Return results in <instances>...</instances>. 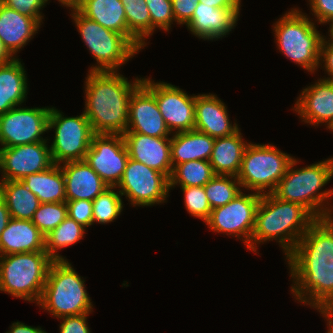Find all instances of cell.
<instances>
[{
    "label": "cell",
    "mask_w": 333,
    "mask_h": 333,
    "mask_svg": "<svg viewBox=\"0 0 333 333\" xmlns=\"http://www.w3.org/2000/svg\"><path fill=\"white\" fill-rule=\"evenodd\" d=\"M286 260L293 297L322 315L333 313V217L317 219Z\"/></svg>",
    "instance_id": "1"
},
{
    "label": "cell",
    "mask_w": 333,
    "mask_h": 333,
    "mask_svg": "<svg viewBox=\"0 0 333 333\" xmlns=\"http://www.w3.org/2000/svg\"><path fill=\"white\" fill-rule=\"evenodd\" d=\"M143 78L131 82L117 71H88L85 110L94 134H121L128 126L129 100Z\"/></svg>",
    "instance_id": "2"
},
{
    "label": "cell",
    "mask_w": 333,
    "mask_h": 333,
    "mask_svg": "<svg viewBox=\"0 0 333 333\" xmlns=\"http://www.w3.org/2000/svg\"><path fill=\"white\" fill-rule=\"evenodd\" d=\"M316 220L300 204L277 198L273 193L262 194L255 214L250 251L256 252L258 244L276 240L287 257Z\"/></svg>",
    "instance_id": "3"
},
{
    "label": "cell",
    "mask_w": 333,
    "mask_h": 333,
    "mask_svg": "<svg viewBox=\"0 0 333 333\" xmlns=\"http://www.w3.org/2000/svg\"><path fill=\"white\" fill-rule=\"evenodd\" d=\"M297 163L294 158L272 193L282 200L300 204L316 219L333 217V207L328 202L333 189L321 191L333 177V157L296 169Z\"/></svg>",
    "instance_id": "4"
},
{
    "label": "cell",
    "mask_w": 333,
    "mask_h": 333,
    "mask_svg": "<svg viewBox=\"0 0 333 333\" xmlns=\"http://www.w3.org/2000/svg\"><path fill=\"white\" fill-rule=\"evenodd\" d=\"M84 282L67 259L53 260L37 305L57 319L91 313L93 305Z\"/></svg>",
    "instance_id": "5"
},
{
    "label": "cell",
    "mask_w": 333,
    "mask_h": 333,
    "mask_svg": "<svg viewBox=\"0 0 333 333\" xmlns=\"http://www.w3.org/2000/svg\"><path fill=\"white\" fill-rule=\"evenodd\" d=\"M297 8L286 12L273 24L278 50L310 73L319 68L320 47L324 36L315 23Z\"/></svg>",
    "instance_id": "6"
},
{
    "label": "cell",
    "mask_w": 333,
    "mask_h": 333,
    "mask_svg": "<svg viewBox=\"0 0 333 333\" xmlns=\"http://www.w3.org/2000/svg\"><path fill=\"white\" fill-rule=\"evenodd\" d=\"M52 262L46 251L0 256V291L38 304Z\"/></svg>",
    "instance_id": "7"
},
{
    "label": "cell",
    "mask_w": 333,
    "mask_h": 333,
    "mask_svg": "<svg viewBox=\"0 0 333 333\" xmlns=\"http://www.w3.org/2000/svg\"><path fill=\"white\" fill-rule=\"evenodd\" d=\"M71 12L82 40L97 61V65H92L88 71H118L121 65L138 54L139 50L124 35L104 28L78 10Z\"/></svg>",
    "instance_id": "8"
},
{
    "label": "cell",
    "mask_w": 333,
    "mask_h": 333,
    "mask_svg": "<svg viewBox=\"0 0 333 333\" xmlns=\"http://www.w3.org/2000/svg\"><path fill=\"white\" fill-rule=\"evenodd\" d=\"M293 159L274 145L249 143L237 179L244 190L261 195L272 193Z\"/></svg>",
    "instance_id": "9"
},
{
    "label": "cell",
    "mask_w": 333,
    "mask_h": 333,
    "mask_svg": "<svg viewBox=\"0 0 333 333\" xmlns=\"http://www.w3.org/2000/svg\"><path fill=\"white\" fill-rule=\"evenodd\" d=\"M51 129L55 130L50 145L54 164L61 165L85 159L94 133L84 112L76 117H65L62 112L51 107L48 130Z\"/></svg>",
    "instance_id": "10"
},
{
    "label": "cell",
    "mask_w": 333,
    "mask_h": 333,
    "mask_svg": "<svg viewBox=\"0 0 333 333\" xmlns=\"http://www.w3.org/2000/svg\"><path fill=\"white\" fill-rule=\"evenodd\" d=\"M116 187L132 206L140 207L165 203L170 191L169 178L164 173L130 158Z\"/></svg>",
    "instance_id": "11"
},
{
    "label": "cell",
    "mask_w": 333,
    "mask_h": 333,
    "mask_svg": "<svg viewBox=\"0 0 333 333\" xmlns=\"http://www.w3.org/2000/svg\"><path fill=\"white\" fill-rule=\"evenodd\" d=\"M260 199L259 193L241 192L226 205L212 209L205 223L212 231L243 239L247 249L250 250L255 214Z\"/></svg>",
    "instance_id": "12"
},
{
    "label": "cell",
    "mask_w": 333,
    "mask_h": 333,
    "mask_svg": "<svg viewBox=\"0 0 333 333\" xmlns=\"http://www.w3.org/2000/svg\"><path fill=\"white\" fill-rule=\"evenodd\" d=\"M50 109L18 106L0 114L1 148L47 141L42 135L48 131Z\"/></svg>",
    "instance_id": "13"
},
{
    "label": "cell",
    "mask_w": 333,
    "mask_h": 333,
    "mask_svg": "<svg viewBox=\"0 0 333 333\" xmlns=\"http://www.w3.org/2000/svg\"><path fill=\"white\" fill-rule=\"evenodd\" d=\"M142 83L154 94L160 113L171 133L194 130L196 95L190 96L170 83H155L149 77L143 78Z\"/></svg>",
    "instance_id": "14"
},
{
    "label": "cell",
    "mask_w": 333,
    "mask_h": 333,
    "mask_svg": "<svg viewBox=\"0 0 333 333\" xmlns=\"http://www.w3.org/2000/svg\"><path fill=\"white\" fill-rule=\"evenodd\" d=\"M129 159L121 134H94L85 161L109 187H116Z\"/></svg>",
    "instance_id": "15"
},
{
    "label": "cell",
    "mask_w": 333,
    "mask_h": 333,
    "mask_svg": "<svg viewBox=\"0 0 333 333\" xmlns=\"http://www.w3.org/2000/svg\"><path fill=\"white\" fill-rule=\"evenodd\" d=\"M47 141L0 148L2 180H22L54 165Z\"/></svg>",
    "instance_id": "16"
},
{
    "label": "cell",
    "mask_w": 333,
    "mask_h": 333,
    "mask_svg": "<svg viewBox=\"0 0 333 333\" xmlns=\"http://www.w3.org/2000/svg\"><path fill=\"white\" fill-rule=\"evenodd\" d=\"M128 126L126 132H135L151 137H169L154 94L141 83L129 100ZM170 134V135H169Z\"/></svg>",
    "instance_id": "17"
},
{
    "label": "cell",
    "mask_w": 333,
    "mask_h": 333,
    "mask_svg": "<svg viewBox=\"0 0 333 333\" xmlns=\"http://www.w3.org/2000/svg\"><path fill=\"white\" fill-rule=\"evenodd\" d=\"M130 159L143 163L170 178L173 166L171 163V137H151L135 132L123 134Z\"/></svg>",
    "instance_id": "18"
},
{
    "label": "cell",
    "mask_w": 333,
    "mask_h": 333,
    "mask_svg": "<svg viewBox=\"0 0 333 333\" xmlns=\"http://www.w3.org/2000/svg\"><path fill=\"white\" fill-rule=\"evenodd\" d=\"M301 91L294 111L304 123L319 126L325 122L328 128L333 123V81L320 78Z\"/></svg>",
    "instance_id": "19"
},
{
    "label": "cell",
    "mask_w": 333,
    "mask_h": 333,
    "mask_svg": "<svg viewBox=\"0 0 333 333\" xmlns=\"http://www.w3.org/2000/svg\"><path fill=\"white\" fill-rule=\"evenodd\" d=\"M239 17L238 8H215L198 2L192 18L185 25L199 39L218 40L234 29Z\"/></svg>",
    "instance_id": "20"
},
{
    "label": "cell",
    "mask_w": 333,
    "mask_h": 333,
    "mask_svg": "<svg viewBox=\"0 0 333 333\" xmlns=\"http://www.w3.org/2000/svg\"><path fill=\"white\" fill-rule=\"evenodd\" d=\"M225 103L215 94H198L195 98L194 130L219 138L234 134L240 128L230 122Z\"/></svg>",
    "instance_id": "21"
},
{
    "label": "cell",
    "mask_w": 333,
    "mask_h": 333,
    "mask_svg": "<svg viewBox=\"0 0 333 333\" xmlns=\"http://www.w3.org/2000/svg\"><path fill=\"white\" fill-rule=\"evenodd\" d=\"M60 166L64 175L66 200L93 201L109 187L85 160L66 162Z\"/></svg>",
    "instance_id": "22"
},
{
    "label": "cell",
    "mask_w": 333,
    "mask_h": 333,
    "mask_svg": "<svg viewBox=\"0 0 333 333\" xmlns=\"http://www.w3.org/2000/svg\"><path fill=\"white\" fill-rule=\"evenodd\" d=\"M45 251V236L32 220L11 218L0 235V256Z\"/></svg>",
    "instance_id": "23"
},
{
    "label": "cell",
    "mask_w": 333,
    "mask_h": 333,
    "mask_svg": "<svg viewBox=\"0 0 333 333\" xmlns=\"http://www.w3.org/2000/svg\"><path fill=\"white\" fill-rule=\"evenodd\" d=\"M40 26L32 17L21 14L3 3L0 5V39L14 57L34 38Z\"/></svg>",
    "instance_id": "24"
},
{
    "label": "cell",
    "mask_w": 333,
    "mask_h": 333,
    "mask_svg": "<svg viewBox=\"0 0 333 333\" xmlns=\"http://www.w3.org/2000/svg\"><path fill=\"white\" fill-rule=\"evenodd\" d=\"M240 129L232 135L215 138L209 162L215 175L235 176L240 172L243 155L249 142L242 139Z\"/></svg>",
    "instance_id": "25"
},
{
    "label": "cell",
    "mask_w": 333,
    "mask_h": 333,
    "mask_svg": "<svg viewBox=\"0 0 333 333\" xmlns=\"http://www.w3.org/2000/svg\"><path fill=\"white\" fill-rule=\"evenodd\" d=\"M171 136L170 154L173 168L187 161H209L215 138L197 130L178 132Z\"/></svg>",
    "instance_id": "26"
},
{
    "label": "cell",
    "mask_w": 333,
    "mask_h": 333,
    "mask_svg": "<svg viewBox=\"0 0 333 333\" xmlns=\"http://www.w3.org/2000/svg\"><path fill=\"white\" fill-rule=\"evenodd\" d=\"M24 64L19 58L0 65V114L6 113L25 102L28 83Z\"/></svg>",
    "instance_id": "27"
},
{
    "label": "cell",
    "mask_w": 333,
    "mask_h": 333,
    "mask_svg": "<svg viewBox=\"0 0 333 333\" xmlns=\"http://www.w3.org/2000/svg\"><path fill=\"white\" fill-rule=\"evenodd\" d=\"M78 11L86 18L128 39V25L121 0H83Z\"/></svg>",
    "instance_id": "28"
},
{
    "label": "cell",
    "mask_w": 333,
    "mask_h": 333,
    "mask_svg": "<svg viewBox=\"0 0 333 333\" xmlns=\"http://www.w3.org/2000/svg\"><path fill=\"white\" fill-rule=\"evenodd\" d=\"M21 181L40 203L66 202L64 175L58 164L43 172L27 175Z\"/></svg>",
    "instance_id": "29"
},
{
    "label": "cell",
    "mask_w": 333,
    "mask_h": 333,
    "mask_svg": "<svg viewBox=\"0 0 333 333\" xmlns=\"http://www.w3.org/2000/svg\"><path fill=\"white\" fill-rule=\"evenodd\" d=\"M0 196L8 207L10 217L32 220L40 202L21 180H1Z\"/></svg>",
    "instance_id": "30"
},
{
    "label": "cell",
    "mask_w": 333,
    "mask_h": 333,
    "mask_svg": "<svg viewBox=\"0 0 333 333\" xmlns=\"http://www.w3.org/2000/svg\"><path fill=\"white\" fill-rule=\"evenodd\" d=\"M128 25V40L138 49L146 46L151 35V18L145 0H121ZM146 38V39H145Z\"/></svg>",
    "instance_id": "31"
},
{
    "label": "cell",
    "mask_w": 333,
    "mask_h": 333,
    "mask_svg": "<svg viewBox=\"0 0 333 333\" xmlns=\"http://www.w3.org/2000/svg\"><path fill=\"white\" fill-rule=\"evenodd\" d=\"M86 228L67 216L53 231L45 236V251L53 260H65L57 253L82 240ZM58 250V251H57Z\"/></svg>",
    "instance_id": "32"
},
{
    "label": "cell",
    "mask_w": 333,
    "mask_h": 333,
    "mask_svg": "<svg viewBox=\"0 0 333 333\" xmlns=\"http://www.w3.org/2000/svg\"><path fill=\"white\" fill-rule=\"evenodd\" d=\"M215 173L207 160L187 161L176 165L169 178V188L173 189L179 184L180 187L204 186Z\"/></svg>",
    "instance_id": "33"
},
{
    "label": "cell",
    "mask_w": 333,
    "mask_h": 333,
    "mask_svg": "<svg viewBox=\"0 0 333 333\" xmlns=\"http://www.w3.org/2000/svg\"><path fill=\"white\" fill-rule=\"evenodd\" d=\"M237 177L228 175H215L204 185L205 193L211 209L226 205L242 192Z\"/></svg>",
    "instance_id": "34"
},
{
    "label": "cell",
    "mask_w": 333,
    "mask_h": 333,
    "mask_svg": "<svg viewBox=\"0 0 333 333\" xmlns=\"http://www.w3.org/2000/svg\"><path fill=\"white\" fill-rule=\"evenodd\" d=\"M115 189L117 187H108L92 201L93 223L113 222L123 211L122 195Z\"/></svg>",
    "instance_id": "35"
},
{
    "label": "cell",
    "mask_w": 333,
    "mask_h": 333,
    "mask_svg": "<svg viewBox=\"0 0 333 333\" xmlns=\"http://www.w3.org/2000/svg\"><path fill=\"white\" fill-rule=\"evenodd\" d=\"M66 202L40 203L32 223L46 236L67 217Z\"/></svg>",
    "instance_id": "36"
},
{
    "label": "cell",
    "mask_w": 333,
    "mask_h": 333,
    "mask_svg": "<svg viewBox=\"0 0 333 333\" xmlns=\"http://www.w3.org/2000/svg\"><path fill=\"white\" fill-rule=\"evenodd\" d=\"M185 196V208L191 216L206 222L211 214V207L204 186L181 187Z\"/></svg>",
    "instance_id": "37"
},
{
    "label": "cell",
    "mask_w": 333,
    "mask_h": 333,
    "mask_svg": "<svg viewBox=\"0 0 333 333\" xmlns=\"http://www.w3.org/2000/svg\"><path fill=\"white\" fill-rule=\"evenodd\" d=\"M151 18V36L156 27L169 31L175 17L172 10L171 0H145Z\"/></svg>",
    "instance_id": "38"
},
{
    "label": "cell",
    "mask_w": 333,
    "mask_h": 333,
    "mask_svg": "<svg viewBox=\"0 0 333 333\" xmlns=\"http://www.w3.org/2000/svg\"><path fill=\"white\" fill-rule=\"evenodd\" d=\"M67 215L85 228L93 225V205L92 201L66 200Z\"/></svg>",
    "instance_id": "39"
},
{
    "label": "cell",
    "mask_w": 333,
    "mask_h": 333,
    "mask_svg": "<svg viewBox=\"0 0 333 333\" xmlns=\"http://www.w3.org/2000/svg\"><path fill=\"white\" fill-rule=\"evenodd\" d=\"M49 0H2V3L21 14L32 17L40 25L44 19L40 11Z\"/></svg>",
    "instance_id": "40"
},
{
    "label": "cell",
    "mask_w": 333,
    "mask_h": 333,
    "mask_svg": "<svg viewBox=\"0 0 333 333\" xmlns=\"http://www.w3.org/2000/svg\"><path fill=\"white\" fill-rule=\"evenodd\" d=\"M90 313H85L82 315L76 316H65L59 319H62L59 326L60 333H91L88 328V315Z\"/></svg>",
    "instance_id": "41"
},
{
    "label": "cell",
    "mask_w": 333,
    "mask_h": 333,
    "mask_svg": "<svg viewBox=\"0 0 333 333\" xmlns=\"http://www.w3.org/2000/svg\"><path fill=\"white\" fill-rule=\"evenodd\" d=\"M176 24L184 25L193 16L199 0H171Z\"/></svg>",
    "instance_id": "42"
},
{
    "label": "cell",
    "mask_w": 333,
    "mask_h": 333,
    "mask_svg": "<svg viewBox=\"0 0 333 333\" xmlns=\"http://www.w3.org/2000/svg\"><path fill=\"white\" fill-rule=\"evenodd\" d=\"M310 9L320 24H326L333 18V0H308Z\"/></svg>",
    "instance_id": "43"
},
{
    "label": "cell",
    "mask_w": 333,
    "mask_h": 333,
    "mask_svg": "<svg viewBox=\"0 0 333 333\" xmlns=\"http://www.w3.org/2000/svg\"><path fill=\"white\" fill-rule=\"evenodd\" d=\"M330 40H326L324 37L321 47H320V57H319V66L322 63L323 68L330 77H324V79L333 81V38L330 37Z\"/></svg>",
    "instance_id": "44"
},
{
    "label": "cell",
    "mask_w": 333,
    "mask_h": 333,
    "mask_svg": "<svg viewBox=\"0 0 333 333\" xmlns=\"http://www.w3.org/2000/svg\"><path fill=\"white\" fill-rule=\"evenodd\" d=\"M199 2L215 8H238L241 10V0H199Z\"/></svg>",
    "instance_id": "45"
},
{
    "label": "cell",
    "mask_w": 333,
    "mask_h": 333,
    "mask_svg": "<svg viewBox=\"0 0 333 333\" xmlns=\"http://www.w3.org/2000/svg\"><path fill=\"white\" fill-rule=\"evenodd\" d=\"M6 333H47V332L42 330L41 327H32L17 321L10 326V330L7 331Z\"/></svg>",
    "instance_id": "46"
},
{
    "label": "cell",
    "mask_w": 333,
    "mask_h": 333,
    "mask_svg": "<svg viewBox=\"0 0 333 333\" xmlns=\"http://www.w3.org/2000/svg\"><path fill=\"white\" fill-rule=\"evenodd\" d=\"M11 219L8 207L4 199L0 196V235L2 231L7 227L9 220Z\"/></svg>",
    "instance_id": "47"
},
{
    "label": "cell",
    "mask_w": 333,
    "mask_h": 333,
    "mask_svg": "<svg viewBox=\"0 0 333 333\" xmlns=\"http://www.w3.org/2000/svg\"><path fill=\"white\" fill-rule=\"evenodd\" d=\"M15 57L7 50L0 39V65H4L13 61Z\"/></svg>",
    "instance_id": "48"
},
{
    "label": "cell",
    "mask_w": 333,
    "mask_h": 333,
    "mask_svg": "<svg viewBox=\"0 0 333 333\" xmlns=\"http://www.w3.org/2000/svg\"><path fill=\"white\" fill-rule=\"evenodd\" d=\"M61 5L69 7L71 11L78 10L83 2V0H58Z\"/></svg>",
    "instance_id": "49"
},
{
    "label": "cell",
    "mask_w": 333,
    "mask_h": 333,
    "mask_svg": "<svg viewBox=\"0 0 333 333\" xmlns=\"http://www.w3.org/2000/svg\"><path fill=\"white\" fill-rule=\"evenodd\" d=\"M322 316L323 318L325 317V319H328L333 324V313H327Z\"/></svg>",
    "instance_id": "50"
},
{
    "label": "cell",
    "mask_w": 333,
    "mask_h": 333,
    "mask_svg": "<svg viewBox=\"0 0 333 333\" xmlns=\"http://www.w3.org/2000/svg\"><path fill=\"white\" fill-rule=\"evenodd\" d=\"M328 24L330 25V27H329L330 28L329 29L330 34L328 36L333 38V18L328 22Z\"/></svg>",
    "instance_id": "51"
},
{
    "label": "cell",
    "mask_w": 333,
    "mask_h": 333,
    "mask_svg": "<svg viewBox=\"0 0 333 333\" xmlns=\"http://www.w3.org/2000/svg\"><path fill=\"white\" fill-rule=\"evenodd\" d=\"M326 320H327L326 325H328L327 327H329L328 328L329 330H327V333H333V324L328 319H326Z\"/></svg>",
    "instance_id": "52"
},
{
    "label": "cell",
    "mask_w": 333,
    "mask_h": 333,
    "mask_svg": "<svg viewBox=\"0 0 333 333\" xmlns=\"http://www.w3.org/2000/svg\"><path fill=\"white\" fill-rule=\"evenodd\" d=\"M328 129L333 132V123L328 127Z\"/></svg>",
    "instance_id": "53"
}]
</instances>
